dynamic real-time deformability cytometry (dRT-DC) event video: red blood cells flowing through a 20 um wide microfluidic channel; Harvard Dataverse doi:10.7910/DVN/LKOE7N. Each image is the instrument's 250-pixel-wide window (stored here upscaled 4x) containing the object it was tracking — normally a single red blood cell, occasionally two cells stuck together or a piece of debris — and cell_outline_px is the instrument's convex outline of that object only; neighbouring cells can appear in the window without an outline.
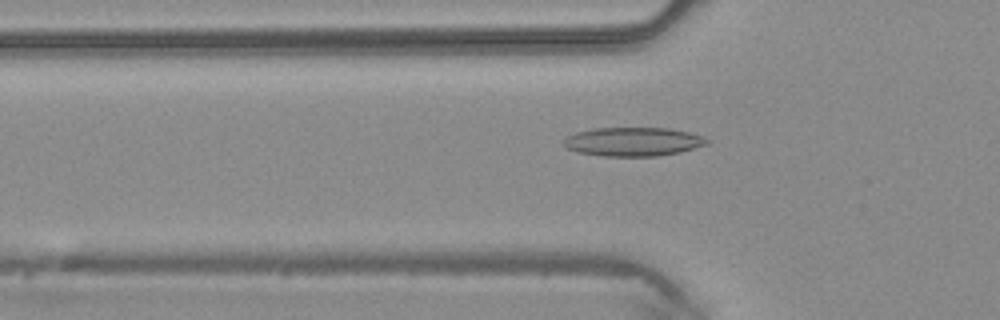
{"species": "common noctule bat (a hibernating species)", "species_latin": "Nyctalus noctula", "temperature_condition": "warm", "stored_images_in_passage": 45, "camera_frame_rate_fps": 3000, "um_per_image_px": 0.085, "animal": {"sex": "male", "body_mass_g": 20.4}, "frame": {"image": 1, "passage_image": 15, "time_ms": 4.667, "image_size_px": [1000, 320], "cell_outline_px": [[712, 140], [708, 144], [680, 152], [656, 156], [604, 156], [576, 152], [568, 148], [564, 144], [564, 140], [568, 136], [576, 132], [596, 128], [668, 128], [688, 132], [704, 136]], "centroid_in_image_um": [53.86, 12.04], "position_along_channel_um": 71.9, "area_um2": 24.04}}
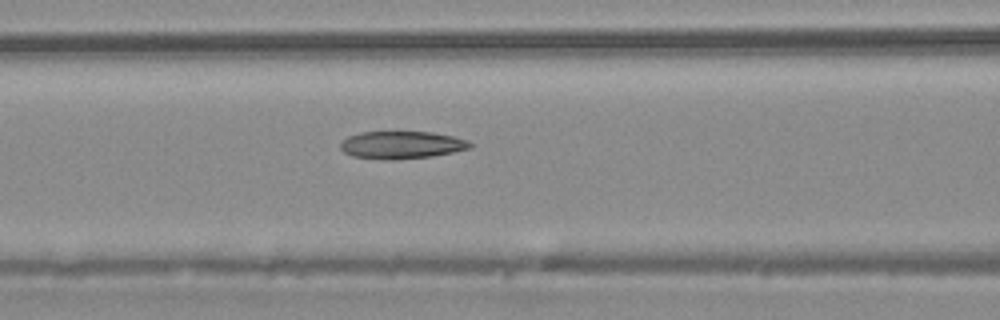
{"frame": {"image": 2, "passage_image": 19, "time_ms": 6.0, "image_size_px": [1000, 320], "cell_outline_px": [[472, 148], [432, 156], [396, 160], [384, 160], [352, 156], [344, 152], [340, 148], [340, 140], [348, 136], [360, 132], [432, 132], [452, 136], [468, 140], [472, 144]], "centroid_in_image_um": [34.11, 12.32], "position_along_channel_um": 132.5, "area_um2": 20.98}}
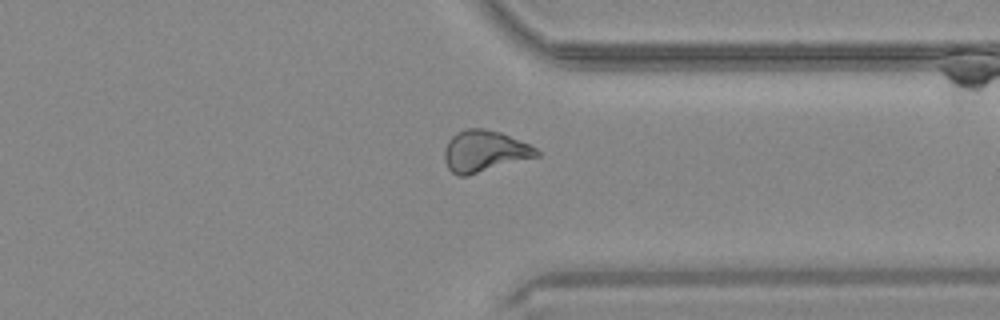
{"frame": {"image": 3, "passage_image": 35, "time_ms": 11.333, "image_size_px": [1000, 320], "cell_outline_px": [[540, 156], [468, 176], [456, 176], [448, 168], [444, 160], [444, 152], [448, 140], [456, 132], [464, 128], [484, 128], [500, 132], [528, 144], [536, 148], [540, 152]], "centroid_in_image_um": [41.16, 12.86], "position_along_channel_um": 370.2, "area_um2": 22.48}}